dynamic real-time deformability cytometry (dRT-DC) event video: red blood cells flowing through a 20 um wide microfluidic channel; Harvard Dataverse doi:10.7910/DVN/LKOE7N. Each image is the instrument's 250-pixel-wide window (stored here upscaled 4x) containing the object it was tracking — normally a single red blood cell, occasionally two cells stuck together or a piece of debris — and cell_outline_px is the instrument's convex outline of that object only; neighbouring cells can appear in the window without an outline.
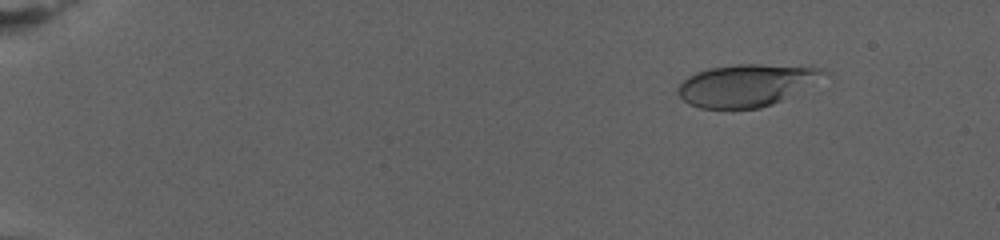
{"species": "human", "species_latin": "Homo sapiens", "temperature_condition": "warm", "stored_images_in_passage": 79, "camera_frame_rate_fps": 3000, "um_per_image_px": 0.085, "donor": {"sex": "female"}, "frame": {"image": 1, "passage_image": 11, "time_ms": 3.333, "image_size_px": [1000, 240], "cell_outline_px": [[828, 76], [772, 104], [760, 108], [700, 108], [688, 104], [680, 96], [676, 88], [688, 76], [696, 72], [708, 68], [736, 64], [760, 64], [820, 68], [828, 72]], "centroid_in_image_um": [63.42, 7.24], "position_along_channel_um": 21.6, "area_um2": 35.49}}
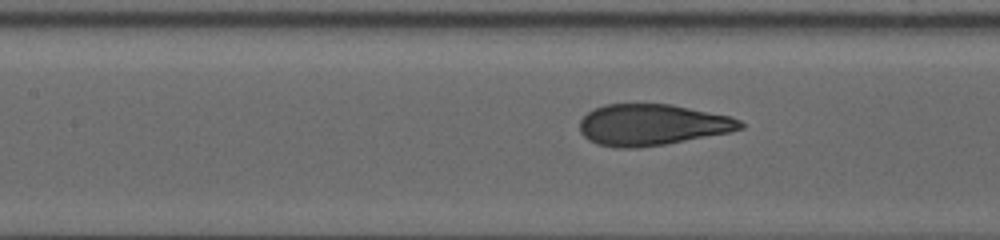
{"frame": {"image": 2, "passage_image": 40, "time_ms": 13.0, "image_size_px": [1000, 240], "cell_outline_px": [[744, 128], [728, 132], [664, 144], [636, 148], [616, 148], [596, 144], [588, 140], [580, 132], [580, 120], [588, 112], [604, 104], [672, 104], [728, 116], [740, 120], [744, 124]], "centroid_in_image_um": [55.38, 10.61], "position_along_channel_um": 152.0, "area_um2": 38.38}}
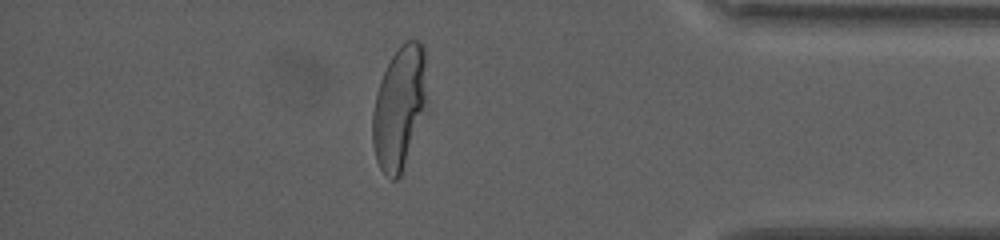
{"frame": {"image": 3, "passage_image": 70, "time_ms": 23.0, "image_size_px": [1000, 240], "cell_outline_px": [[428, 112], [400, 176], [396, 180], [392, 180], [380, 168], [376, 160], [372, 144], [372, 112], [376, 92], [380, 80], [392, 56], [408, 40], [416, 40], [424, 44], [428, 100]], "centroid_in_image_um": [33.99, 9.19], "position_along_channel_um": 401.2, "area_um2": 40.0}, "authors_computed_cell_mechanics": {"area_um2": 38.148, "velocity_mm_per_s": 2.7415, "shape_relaxation_time_tau1_ms": 6.4497, "shape_relaxation_time_tau2_ms": null, "deformation_change_tau1": 0.254, "deformation_change_tau2": null}}